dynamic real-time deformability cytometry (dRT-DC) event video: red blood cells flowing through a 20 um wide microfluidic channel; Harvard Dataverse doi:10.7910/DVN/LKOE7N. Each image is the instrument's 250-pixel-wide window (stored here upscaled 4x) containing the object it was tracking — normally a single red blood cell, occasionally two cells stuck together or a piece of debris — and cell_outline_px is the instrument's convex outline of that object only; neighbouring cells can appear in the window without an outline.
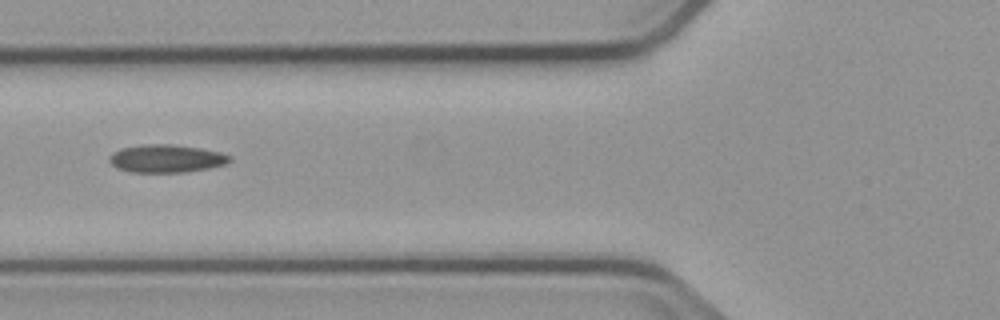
{"species": "common noctule bat (a hibernating species)", "species_latin": "Nyctalus noctula", "temperature_condition": "cold", "stored_images_in_passage": 2, "camera_frame_rate_fps": 3000, "um_per_image_px": 0.085, "animal": {"sex": "male", "body_mass_g": 23.1, "forearm_length_mm": 52.7}, "frame": {"image": 1, "passage_image": 2, "time_ms": 1.0, "image_size_px": [1000, 320], "cell_outline_px": [[232, 160], [224, 164], [208, 168], [184, 172], [132, 172], [116, 168], [108, 160], [112, 152], [120, 148], [140, 144], [172, 144], [200, 148], [220, 152], [232, 156]], "centroid_in_image_um": [14.11, 13.46], "position_along_channel_um": 111.7, "area_um2": 19.65}}